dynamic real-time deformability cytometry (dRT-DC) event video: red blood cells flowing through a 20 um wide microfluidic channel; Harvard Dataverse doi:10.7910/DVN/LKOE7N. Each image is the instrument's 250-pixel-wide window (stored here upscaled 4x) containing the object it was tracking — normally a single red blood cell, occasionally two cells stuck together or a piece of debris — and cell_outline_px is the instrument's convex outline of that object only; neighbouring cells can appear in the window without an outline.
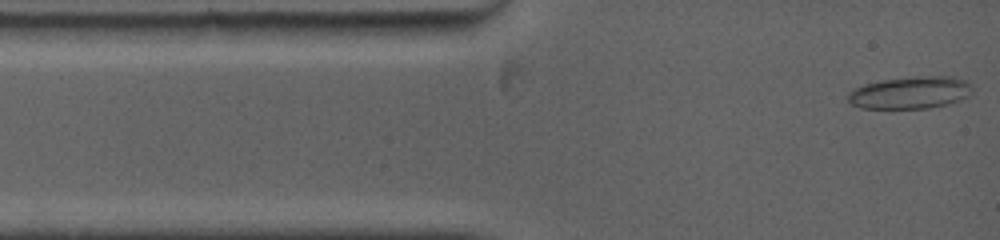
{"species": "common noctule bat (a hibernating species)", "species_latin": "Nyctalus noctula", "temperature_condition": "warm", "stored_images_in_passage": 15, "camera_frame_rate_fps": 5000, "um_per_image_px": 0.085, "animal": {"sex": "female", "body_mass_g": 19.0, "forearm_length_mm": 53.3}, "frame": {"image": 1, "passage_image": 1, "time_ms": 0.0, "image_size_px": [1000, 240], "cell_outline_px": [[972, 92], [968, 96], [960, 100], [948, 104], [928, 108], [860, 108], [852, 104], [844, 96], [848, 92], [864, 84], [880, 80], [916, 76], [956, 76], [964, 80], [968, 84]], "centroid_in_image_um": [77.34, 7.87], "position_along_channel_um": 7.7, "area_um2": 23.47}}
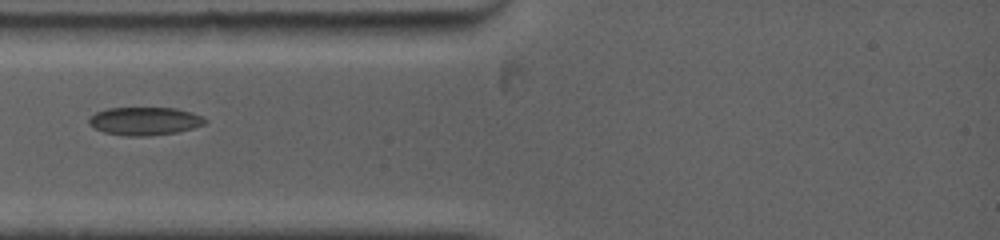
{"frame": {"image": 2, "passage_image": 8, "time_ms": 2.8, "image_size_px": [1000, 240], "cell_outline_px": [[208, 120], [204, 124], [192, 128], [176, 132], [148, 136], [128, 136], [104, 132], [88, 124], [88, 116], [96, 112], [108, 108], [176, 108], [192, 112]], "centroid_in_image_um": [12.27, 10.29], "position_along_channel_um": 72.7, "area_um2": 18.96}}
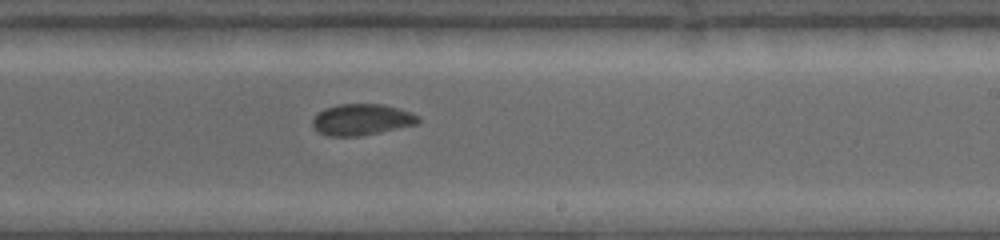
{"frame": {"image": 3, "passage_image": 15, "time_ms": 7.6, "image_size_px": [1000, 240], "cell_outline_px": [[420, 120], [416, 124], [380, 132], [360, 136], [328, 136], [312, 128], [312, 120], [316, 112], [324, 108], [340, 104], [384, 104], [400, 108], [412, 112], [420, 116]], "centroid_in_image_um": [30.73, 10.15], "position_along_channel_um": 258.3, "area_um2": 19.48}}